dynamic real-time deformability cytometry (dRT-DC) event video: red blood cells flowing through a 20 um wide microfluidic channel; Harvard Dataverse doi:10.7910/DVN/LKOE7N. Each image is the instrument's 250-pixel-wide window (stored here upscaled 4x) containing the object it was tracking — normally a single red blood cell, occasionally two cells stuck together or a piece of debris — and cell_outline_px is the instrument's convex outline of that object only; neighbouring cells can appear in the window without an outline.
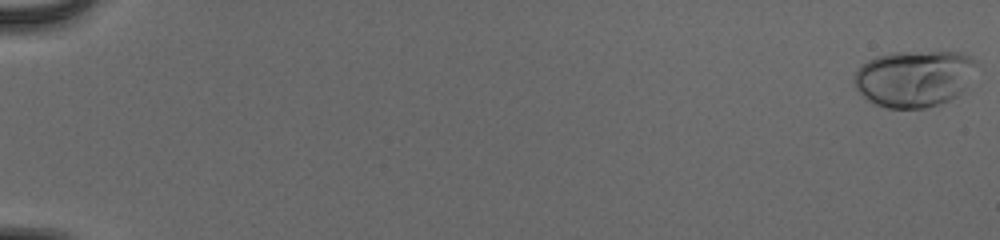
{"species": "human", "species_latin": "Homo sapiens", "temperature_condition": "cold", "stored_images_in_passage": 55, "camera_frame_rate_fps": 3000, "um_per_image_px": 0.085, "donor": {"sex": "male"}, "frame": {"image": 1, "passage_image": 1, "time_ms": 0.0, "image_size_px": [1000, 240], "cell_outline_px": [[976, 64], [964, 88], [956, 96], [948, 100], [924, 108], [888, 108], [876, 104], [868, 100], [856, 88], [852, 80], [860, 64], [876, 56], [892, 52], [960, 52], [976, 60]], "centroid_in_image_um": [77.64, 6.65], "position_along_channel_um": 7.4, "area_um2": 40.0}}
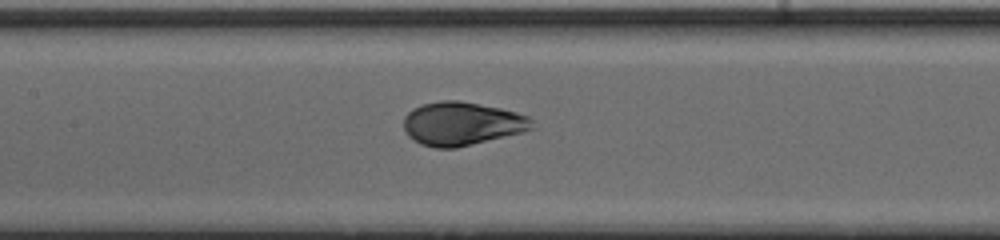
{"frame": {"image": 2, "passage_image": 29, "time_ms": 9.333, "image_size_px": [1000, 240], "cell_outline_px": [[532, 128], [524, 132], [456, 148], [436, 148], [420, 144], [408, 136], [404, 128], [404, 116], [412, 108], [424, 104], [440, 100], [460, 100], [500, 108], [516, 112], [528, 116], [532, 120]], "centroid_in_image_um": [39.24, 10.51], "position_along_channel_um": 168.2, "area_um2": 32.54}}
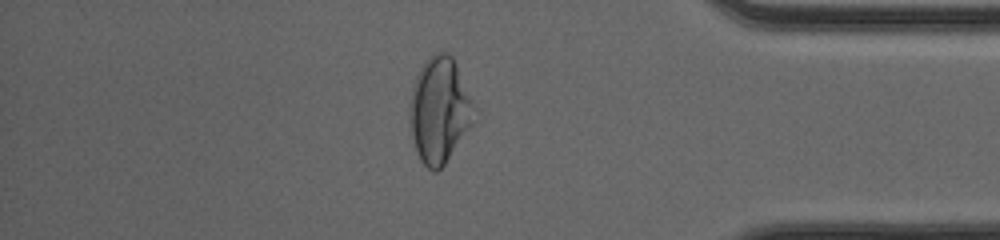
{"frame": {"image": 3, "passage_image": 48, "time_ms": 15.667, "image_size_px": [1000, 240], "cell_outline_px": [[476, 108], [472, 124], [444, 164], [436, 172], [432, 172], [420, 160], [412, 136], [408, 108], [408, 104], [412, 88], [416, 76], [420, 68], [428, 56], [432, 52], [448, 52], [452, 56], [456, 64]], "centroid_in_image_um": [37.33, 9.33], "position_along_channel_um": 397.9, "area_um2": 39.54}, "authors_computed_cell_mechanics": {"area_um2": 34.6222, "velocity_mm_per_s": 3.9506, "shape_relaxation_time_tau1_ms": 2.9658, "shape_relaxation_time_tau2_ms": null, "deformation_change_tau1": 0.1702, "deformation_change_tau2": null}}